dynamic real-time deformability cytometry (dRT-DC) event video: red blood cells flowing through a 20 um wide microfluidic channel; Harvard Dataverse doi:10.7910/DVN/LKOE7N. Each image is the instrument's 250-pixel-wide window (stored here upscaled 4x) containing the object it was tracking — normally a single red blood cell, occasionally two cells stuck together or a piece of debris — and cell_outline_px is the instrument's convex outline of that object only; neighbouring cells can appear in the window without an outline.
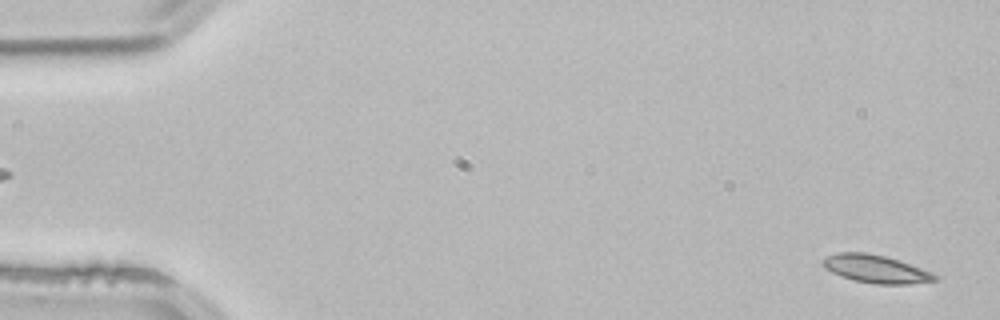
{"species": "common noctule bat (a hibernating species)", "species_latin": "Nyctalus noctula", "temperature_condition": "room temperature", "stored_images_in_passage": 2, "camera_frame_rate_fps": 3000, "um_per_image_px": 0.085, "animal": {"sex": "male", "body_mass_g": 21.5, "forearm_length_mm": 52.0}, "frame": {"image": 1, "passage_image": 2, "time_ms": 0.333, "image_size_px": [1000, 320], "cell_outline_px": [[940, 280], [908, 284], [876, 284], [852, 280], [840, 276], [824, 268], [820, 264], [820, 260], [824, 256], [836, 252], [868, 252], [884, 256], [932, 272], [940, 276]], "centroid_in_image_um": [74.38, 22.86], "position_along_channel_um": 10.6, "area_um2": 18.5}}